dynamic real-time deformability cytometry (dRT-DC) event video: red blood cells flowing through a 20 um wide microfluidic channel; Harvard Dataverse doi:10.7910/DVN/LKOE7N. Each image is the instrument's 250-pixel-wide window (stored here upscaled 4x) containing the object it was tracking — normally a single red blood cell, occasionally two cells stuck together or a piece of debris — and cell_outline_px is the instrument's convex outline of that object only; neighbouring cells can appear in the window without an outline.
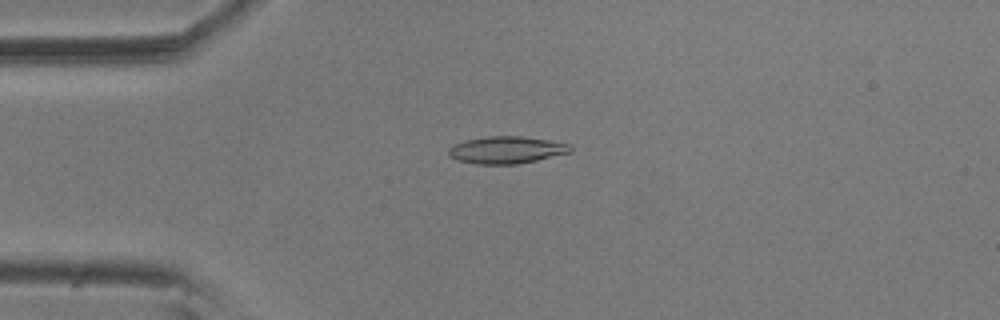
{"species": "common noctule bat (a hibernating species)", "species_latin": "Nyctalus noctula", "temperature_condition": "room temperature", "stored_images_in_passage": 57, "camera_frame_rate_fps": 3000, "um_per_image_px": 0.085, "animal": {"sex": "male", "body_mass_g": 20.5, "forearm_length_mm": 52.5}, "frame": {"image": 1, "passage_image": 14, "time_ms": 4.333, "image_size_px": [1000, 320], "cell_outline_px": [[572, 152], [536, 160], [516, 164], [476, 164], [460, 160], [448, 156], [448, 148], [464, 140], [488, 136], [520, 136], [548, 140], [572, 144]], "centroid_in_image_um": [43.07, 12.74], "position_along_channel_um": 41.9, "area_um2": 19.25}}
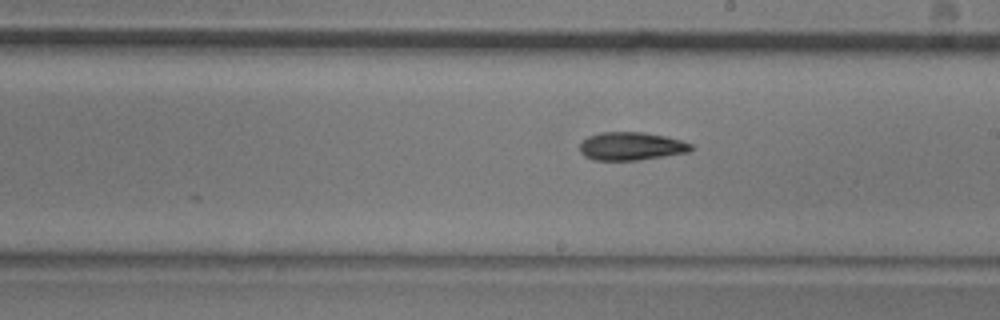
{"frame": {"image": 2, "passage_image": 32, "time_ms": 10.333, "image_size_px": [1000, 320], "cell_outline_px": [[692, 148], [688, 152], [640, 160], [592, 160], [584, 156], [580, 152], [580, 144], [588, 136], [600, 132], [644, 132], [664, 136], [680, 140], [692, 144]], "centroid_in_image_um": [53.62, 12.43], "position_along_channel_um": 235.4, "area_um2": 18.21}}
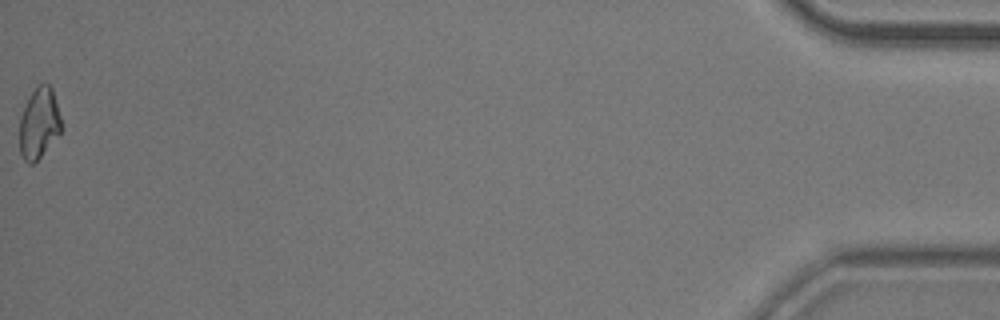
{"frame": {"image": 3, "passage_image": 57, "time_ms": 18.667, "image_size_px": [1000, 320], "cell_outline_px": [[64, 128], [40, 156], [32, 164], [28, 164], [24, 160], [20, 152], [20, 120], [24, 108], [32, 92], [40, 84], [48, 84], [52, 88]], "centroid_in_image_um": [3.34, 10.49], "position_along_channel_um": 431.9, "area_um2": 16.94}, "authors_computed_cell_mechanics": {"area_um2": 18.2648, "velocity_mm_per_s": 3.571, "shape_relaxation_time_tau1_ms": 6.0677, "shape_relaxation_time_tau2_ms": 8.11, "deformation_change_tau1": 0.1425, "deformation_change_tau2": 0.148}}